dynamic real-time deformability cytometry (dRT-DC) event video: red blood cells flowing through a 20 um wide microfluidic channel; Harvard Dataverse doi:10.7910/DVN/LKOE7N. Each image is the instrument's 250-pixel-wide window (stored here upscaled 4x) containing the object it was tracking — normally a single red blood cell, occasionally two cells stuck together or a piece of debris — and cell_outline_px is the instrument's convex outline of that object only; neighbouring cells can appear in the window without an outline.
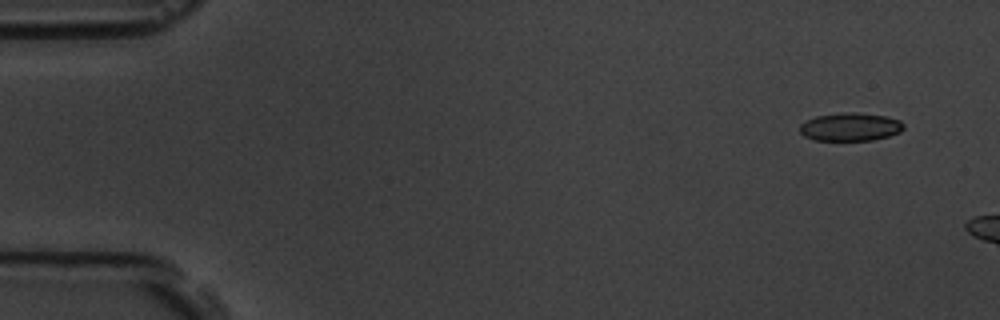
{"species": "common noctule bat (a hibernating species)", "species_latin": "Nyctalus noctula", "temperature_condition": "room temperature", "stored_images_in_passage": 3, "camera_frame_rate_fps": 3000, "um_per_image_px": 0.085, "animal": {"sex": "male", "body_mass_g": 19.5, "forearm_length_mm": 54.6}, "frame": {"image": 1, "passage_image": 1, "time_ms": 0.0, "image_size_px": [1000, 320], "cell_outline_px": [[904, 128], [900, 132], [888, 136], [872, 140], [816, 140], [804, 136], [800, 132], [800, 124], [816, 116], [844, 112], [856, 112], [884, 116], [900, 120], [904, 124]], "centroid_in_image_um": [72.29, 10.78], "position_along_channel_um": 12.7, "area_um2": 16.94}}